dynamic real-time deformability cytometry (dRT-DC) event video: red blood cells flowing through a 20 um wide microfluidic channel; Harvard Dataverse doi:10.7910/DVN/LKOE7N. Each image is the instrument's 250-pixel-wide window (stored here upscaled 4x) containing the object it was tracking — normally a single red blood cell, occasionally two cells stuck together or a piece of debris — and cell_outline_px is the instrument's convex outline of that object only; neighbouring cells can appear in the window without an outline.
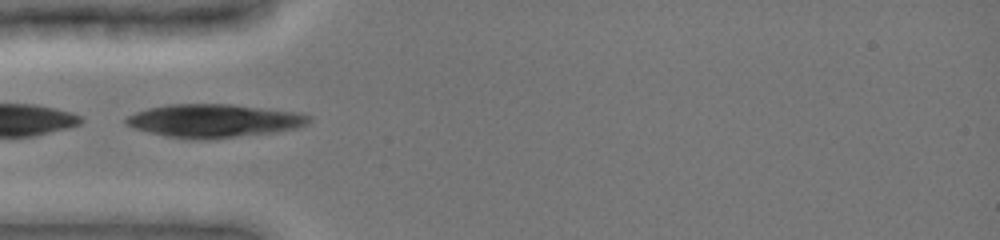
{"species": "common noctule bat (a hibernating species)", "species_latin": "Nyctalus noctula", "temperature_condition": "cold", "stored_images_in_passage": 46, "camera_frame_rate_fps": 3000, "um_per_image_px": 0.085, "animal": {"sex": "female", "body_mass_g": 19.0, "forearm_length_mm": 51.5}, "frame": {"image": 1, "passage_image": 14, "time_ms": 4.333, "image_size_px": [1000, 240], "cell_outline_px": [[312, 120], [308, 124], [296, 128], [276, 132], [208, 140], [192, 140], [164, 136], [132, 128], [124, 124], [124, 116], [148, 108], [168, 104], [232, 104], [300, 112], [312, 116]], "centroid_in_image_um": [18.17, 10.27], "position_along_channel_um": 66.8, "area_um2": 36.18}}
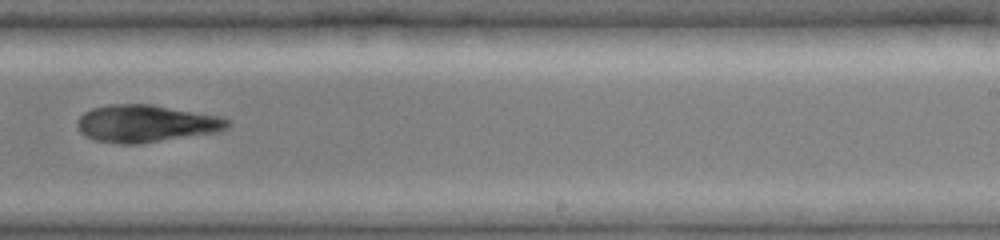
{"frame": {"image": 2, "passage_image": 30, "time_ms": 9.667, "image_size_px": [1000, 240], "cell_outline_px": [[228, 128], [220, 132], [136, 144], [120, 144], [92, 140], [84, 136], [80, 132], [76, 124], [80, 116], [84, 112], [92, 108], [108, 104], [152, 104], [224, 116], [228, 120]], "centroid_in_image_um": [12.41, 10.5], "position_along_channel_um": 276.6, "area_um2": 33.12}}
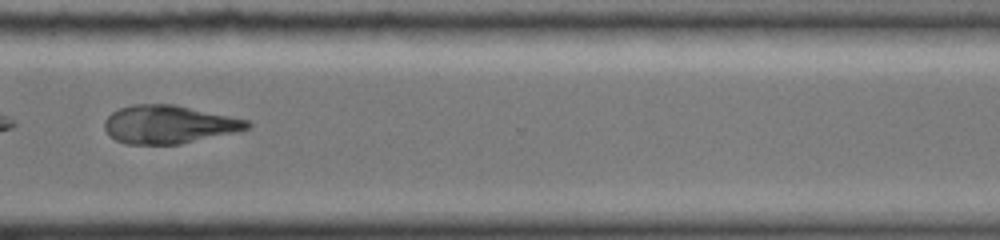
{"frame": {"image": 3, "passage_image": 36, "time_ms": 11.667, "image_size_px": [1000, 240], "cell_outline_px": [[252, 124], [248, 128], [236, 132], [180, 144], [124, 144], [108, 136], [104, 128], [104, 120], [112, 112], [120, 108], [132, 104], [176, 104], [248, 120]], "centroid_in_image_um": [14.32, 10.57], "position_along_channel_um": 356.3, "area_um2": 31.91}}